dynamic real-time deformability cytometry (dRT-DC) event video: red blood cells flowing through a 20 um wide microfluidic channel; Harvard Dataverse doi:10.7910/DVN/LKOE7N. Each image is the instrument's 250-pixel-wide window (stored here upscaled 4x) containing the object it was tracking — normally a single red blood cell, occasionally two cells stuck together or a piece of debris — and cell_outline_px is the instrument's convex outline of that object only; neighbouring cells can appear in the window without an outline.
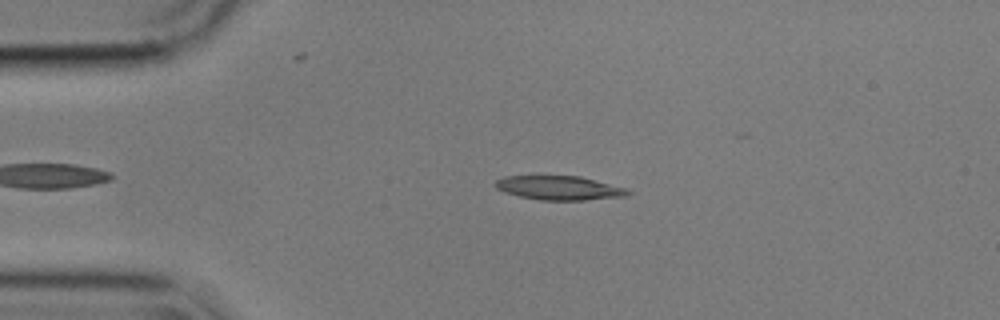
{"species": "common noctule bat (a hibernating species)", "species_latin": "Nyctalus noctula", "temperature_condition": "cold", "stored_images_in_passage": 55, "camera_frame_rate_fps": 3000, "um_per_image_px": 0.085, "animal": {"sex": "male", "body_mass_g": 17.9}, "frame": {"image": 1, "passage_image": 11, "time_ms": 3.333, "image_size_px": [1000, 320], "cell_outline_px": [[632, 192], [628, 196], [584, 200], [540, 200], [520, 196], [504, 192], [496, 188], [496, 180], [504, 176], [580, 176], [628, 188]], "centroid_in_image_um": [47.59, 15.97], "position_along_channel_um": 37.4, "area_um2": 18.61}}
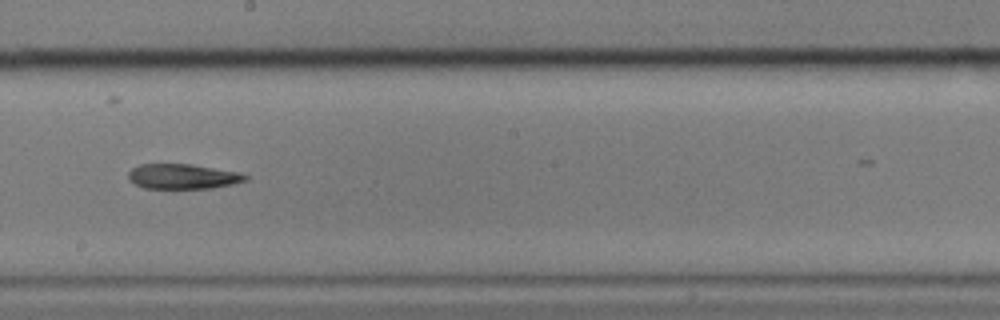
{"frame": {"image": 2, "passage_image": 30, "time_ms": 9.667, "image_size_px": [1000, 320], "cell_outline_px": [[248, 180], [232, 184], [212, 188], [144, 188], [128, 180], [128, 172], [132, 168], [140, 164], [192, 164], [240, 172], [248, 176]], "centroid_in_image_um": [15.54, 14.99], "position_along_channel_um": 232.7, "area_um2": 17.11}}
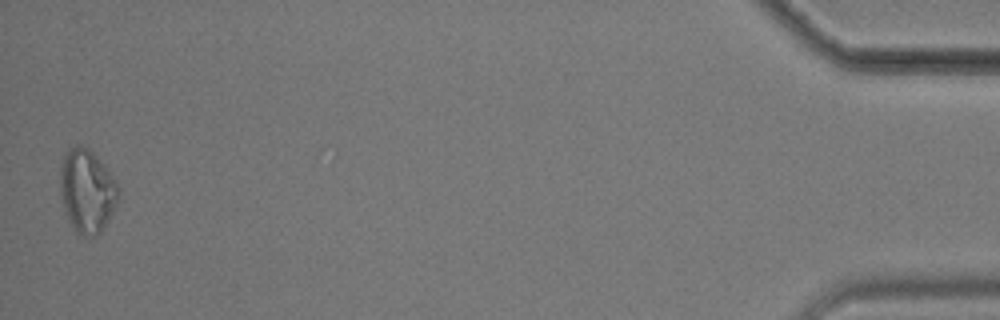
{"frame": {"image": 3, "passage_image": 54, "time_ms": 17.667, "image_size_px": [1000, 320], "cell_outline_px": [[120, 196], [112, 212], [100, 232], [96, 236], [84, 236], [76, 232], [64, 208], [60, 196], [60, 168], [64, 156], [68, 148], [76, 144], [80, 144], [88, 148], [92, 152], [112, 176], [120, 192]], "centroid_in_image_um": [7.38, 16.21], "position_along_channel_um": 427.8, "area_um2": 27.92}, "authors_computed_cell_mechanics": {"area_um2": 17.8602, "velocity_mm_per_s": 3.5597, "shape_relaxation_time_tau1_ms": 5.3763, "shape_relaxation_time_tau2_ms": null, "deformation_change_tau1": 0.1729, "deformation_change_tau2": null}}